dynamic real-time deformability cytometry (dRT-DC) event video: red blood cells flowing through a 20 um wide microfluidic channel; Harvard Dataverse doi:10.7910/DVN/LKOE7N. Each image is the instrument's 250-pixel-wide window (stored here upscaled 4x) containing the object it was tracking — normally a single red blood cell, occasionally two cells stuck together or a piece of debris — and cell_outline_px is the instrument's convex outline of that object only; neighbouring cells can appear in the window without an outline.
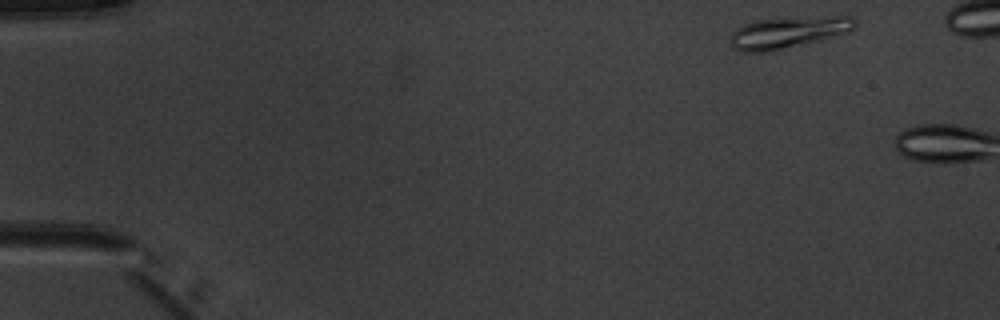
{"species": "common noctule bat (a hibernating species)", "species_latin": "Nyctalus noctula", "temperature_condition": "warm", "stored_images_in_passage": 2, "camera_frame_rate_fps": 3000, "um_per_image_px": 0.085, "animal": {"sex": "male", "body_mass_g": 20.1, "forearm_length_mm": 53.5}, "frame": {"image": 1, "passage_image": 1, "time_ms": 0.0, "image_size_px": [1000, 320], "cell_outline_px": [[856, 24], [848, 32], [820, 40], [772, 52], [740, 52], [732, 48], [728, 40], [728, 36], [736, 28], [752, 20], [832, 16], [856, 16]], "centroid_in_image_um": [66.92, 2.77], "position_along_channel_um": 18.1, "area_um2": 23.24}}